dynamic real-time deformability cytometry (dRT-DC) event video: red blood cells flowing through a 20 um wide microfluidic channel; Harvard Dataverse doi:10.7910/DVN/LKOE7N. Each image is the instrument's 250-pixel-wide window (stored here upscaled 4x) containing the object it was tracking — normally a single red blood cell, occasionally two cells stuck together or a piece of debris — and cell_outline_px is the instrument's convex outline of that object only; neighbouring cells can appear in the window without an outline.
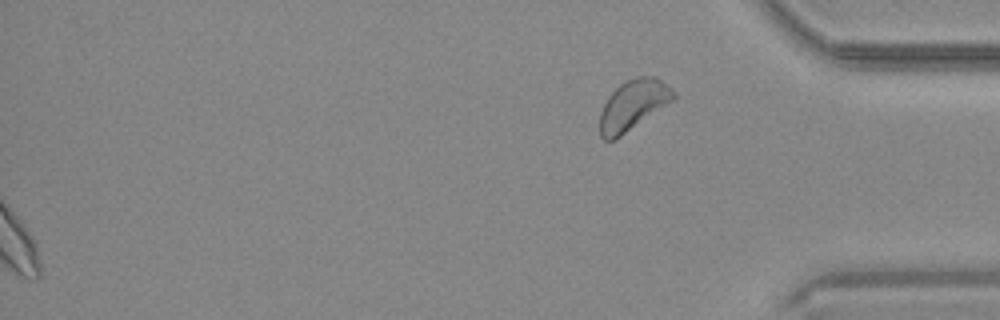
{"species": "common noctule bat (a hibernating species)", "species_latin": "Nyctalus noctula", "temperature_condition": "warm", "stored_images_in_passage": 45, "segment_of_instrument_passage": [2, 2], "camera_frame_rate_fps": 3000, "um_per_image_px": 0.085, "animal": {"sex": "male", "body_mass_g": 20.4}, "frame": {"image": 1, "passage_image": 45, "time_ms": 14.667, "image_size_px": [1000, 320], "cell_outline_px": [[676, 96], [672, 100], [620, 136], [612, 140], [604, 140], [600, 136], [600, 112], [608, 96], [624, 80], [636, 76], [656, 76], [672, 88], [676, 92]], "centroid_in_image_um": [53.8, 8.88], "position_along_channel_um": 381.4, "area_um2": 21.21}}